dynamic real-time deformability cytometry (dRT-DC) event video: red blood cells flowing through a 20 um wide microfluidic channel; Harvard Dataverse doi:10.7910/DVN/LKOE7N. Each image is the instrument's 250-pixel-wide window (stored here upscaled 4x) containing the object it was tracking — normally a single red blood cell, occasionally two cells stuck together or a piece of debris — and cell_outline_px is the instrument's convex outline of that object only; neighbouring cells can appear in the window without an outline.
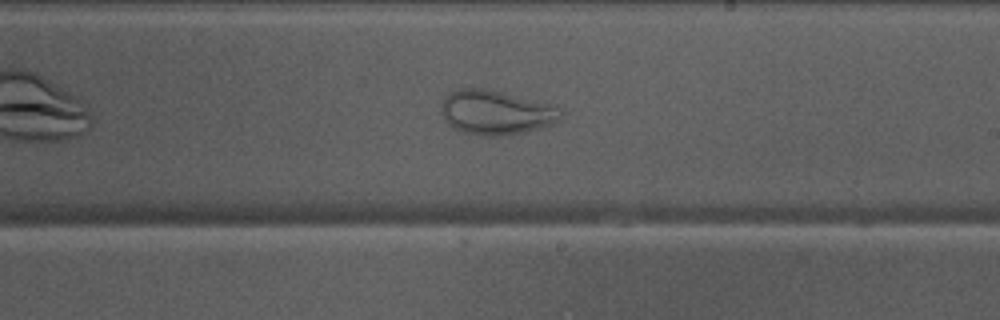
{"species": "Egyptian fruit bat (a non-hibernating species)", "species_latin": "Rousettus aegyptiacus", "temperature_condition": "warm", "stored_images_in_passage": 33, "camera_frame_rate_fps": 3000, "um_per_image_px": 0.085, "animal": {"sex": "male"}, "frame": {"image": 1, "passage_image": 19, "time_ms": 6.0, "image_size_px": [1000, 320], "cell_outline_px": [[560, 120], [552, 124], [524, 132], [500, 136], [484, 136], [460, 132], [448, 124], [444, 120], [440, 112], [440, 108], [444, 96], [448, 92], [460, 88], [488, 88], [556, 104], [560, 108]], "centroid_in_image_um": [42.13, 9.54], "position_along_channel_um": 246.9, "area_um2": 31.62}}